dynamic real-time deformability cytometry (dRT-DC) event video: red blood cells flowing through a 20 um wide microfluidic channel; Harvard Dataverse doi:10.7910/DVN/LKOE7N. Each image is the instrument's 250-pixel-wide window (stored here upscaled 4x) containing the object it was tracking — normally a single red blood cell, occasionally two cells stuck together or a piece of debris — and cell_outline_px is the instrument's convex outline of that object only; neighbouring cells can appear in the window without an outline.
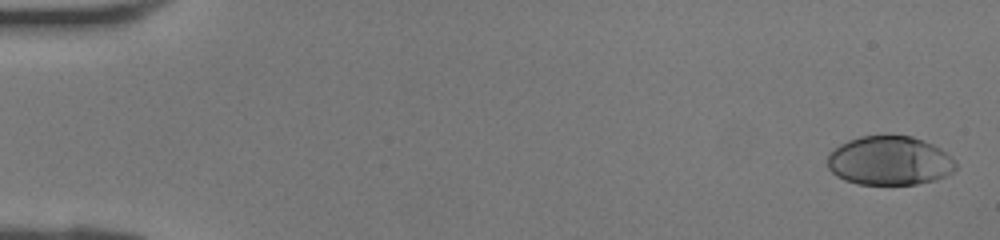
{"species": "human", "species_latin": "Homo sapiens", "temperature_condition": "room temperature", "stored_images_in_passage": 41, "camera_frame_rate_fps": 3000, "um_per_image_px": 0.085, "donor": {"sex": "female"}, "frame": {"image": 1, "passage_image": 1, "time_ms": 0.0, "image_size_px": [1000, 240], "cell_outline_px": [[956, 168], [952, 172], [936, 180], [916, 184], [856, 184], [844, 180], [836, 176], [828, 168], [828, 152], [840, 144], [848, 140], [860, 136], [888, 132], [912, 136], [924, 140], [940, 148], [956, 164]], "centroid_in_image_um": [75.57, 13.62], "position_along_channel_um": 9.4, "area_um2": 37.34}}
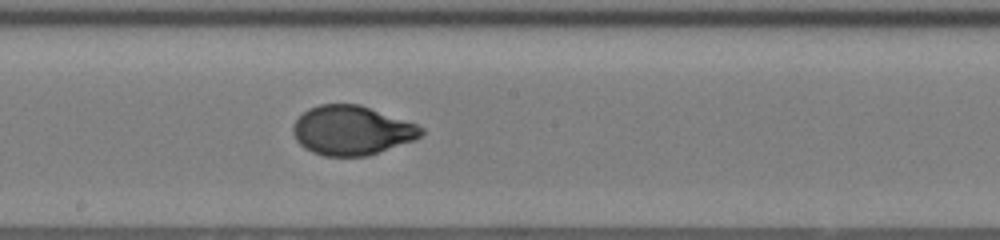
{"frame": {"image": 2, "passage_image": 23, "time_ms": 7.333, "image_size_px": [1000, 240], "cell_outline_px": [[424, 132], [416, 140], [368, 156], [324, 156], [312, 152], [304, 148], [296, 140], [292, 132], [292, 124], [308, 108], [320, 104], [360, 104], [416, 124], [424, 128]], "centroid_in_image_um": [29.89, 11.09], "position_along_channel_um": 218.3, "area_um2": 36.99}}
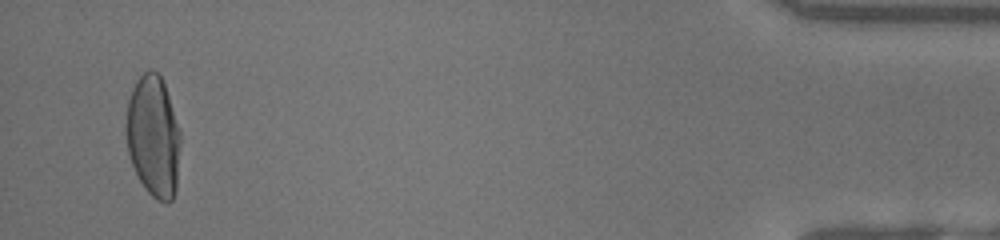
{"frame": {"image": 3, "passage_image": 40, "time_ms": 13.0, "image_size_px": [1000, 240], "cell_outline_px": [[180, 144], [176, 192], [172, 200], [156, 200], [144, 188], [132, 164], [128, 152], [124, 132], [124, 124], [128, 100], [132, 88], [136, 80], [148, 68], [152, 68], [160, 76], [164, 84], [180, 132]], "centroid_in_image_um": [13.0, 11.57], "position_along_channel_um": 422.2, "area_um2": 38.67}}